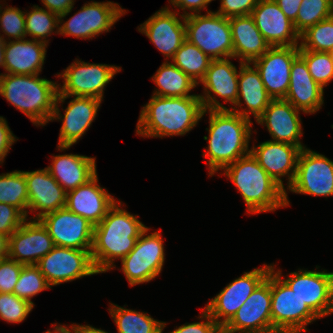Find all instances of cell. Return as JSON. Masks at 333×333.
<instances>
[{
	"mask_svg": "<svg viewBox=\"0 0 333 333\" xmlns=\"http://www.w3.org/2000/svg\"><path fill=\"white\" fill-rule=\"evenodd\" d=\"M314 81L323 89L333 80V62L328 52L299 50Z\"/></svg>",
	"mask_w": 333,
	"mask_h": 333,
	"instance_id": "obj_40",
	"label": "cell"
},
{
	"mask_svg": "<svg viewBox=\"0 0 333 333\" xmlns=\"http://www.w3.org/2000/svg\"><path fill=\"white\" fill-rule=\"evenodd\" d=\"M281 11L287 16L293 23L297 19L299 7L301 6L302 0H274Z\"/></svg>",
	"mask_w": 333,
	"mask_h": 333,
	"instance_id": "obj_50",
	"label": "cell"
},
{
	"mask_svg": "<svg viewBox=\"0 0 333 333\" xmlns=\"http://www.w3.org/2000/svg\"><path fill=\"white\" fill-rule=\"evenodd\" d=\"M9 254V236L0 233V260L8 257Z\"/></svg>",
	"mask_w": 333,
	"mask_h": 333,
	"instance_id": "obj_51",
	"label": "cell"
},
{
	"mask_svg": "<svg viewBox=\"0 0 333 333\" xmlns=\"http://www.w3.org/2000/svg\"><path fill=\"white\" fill-rule=\"evenodd\" d=\"M6 6L3 8V4H0V32L4 33H0V37L4 42L6 39L10 41L11 38L15 40L26 38L25 12L17 7Z\"/></svg>",
	"mask_w": 333,
	"mask_h": 333,
	"instance_id": "obj_41",
	"label": "cell"
},
{
	"mask_svg": "<svg viewBox=\"0 0 333 333\" xmlns=\"http://www.w3.org/2000/svg\"><path fill=\"white\" fill-rule=\"evenodd\" d=\"M239 63L238 100L230 110L248 119L252 114L257 120L268 107L272 98L268 95L256 67L251 62ZM242 101L246 106L244 109Z\"/></svg>",
	"mask_w": 333,
	"mask_h": 333,
	"instance_id": "obj_28",
	"label": "cell"
},
{
	"mask_svg": "<svg viewBox=\"0 0 333 333\" xmlns=\"http://www.w3.org/2000/svg\"><path fill=\"white\" fill-rule=\"evenodd\" d=\"M78 333H109L105 330L95 328L91 325H80L78 324Z\"/></svg>",
	"mask_w": 333,
	"mask_h": 333,
	"instance_id": "obj_53",
	"label": "cell"
},
{
	"mask_svg": "<svg viewBox=\"0 0 333 333\" xmlns=\"http://www.w3.org/2000/svg\"><path fill=\"white\" fill-rule=\"evenodd\" d=\"M54 333H78V324H71L70 326L64 324L54 323ZM68 326V327H67Z\"/></svg>",
	"mask_w": 333,
	"mask_h": 333,
	"instance_id": "obj_52",
	"label": "cell"
},
{
	"mask_svg": "<svg viewBox=\"0 0 333 333\" xmlns=\"http://www.w3.org/2000/svg\"><path fill=\"white\" fill-rule=\"evenodd\" d=\"M121 70L116 65L87 63L75 59L65 70L56 75L57 78L63 79V85L58 84L55 104L65 103L67 98L73 96L103 100L106 85Z\"/></svg>",
	"mask_w": 333,
	"mask_h": 333,
	"instance_id": "obj_6",
	"label": "cell"
},
{
	"mask_svg": "<svg viewBox=\"0 0 333 333\" xmlns=\"http://www.w3.org/2000/svg\"><path fill=\"white\" fill-rule=\"evenodd\" d=\"M172 63L188 75L196 84L204 78L212 61L197 46L185 40L175 52Z\"/></svg>",
	"mask_w": 333,
	"mask_h": 333,
	"instance_id": "obj_34",
	"label": "cell"
},
{
	"mask_svg": "<svg viewBox=\"0 0 333 333\" xmlns=\"http://www.w3.org/2000/svg\"><path fill=\"white\" fill-rule=\"evenodd\" d=\"M186 40L212 60L233 59V41L229 18L215 11L185 17Z\"/></svg>",
	"mask_w": 333,
	"mask_h": 333,
	"instance_id": "obj_7",
	"label": "cell"
},
{
	"mask_svg": "<svg viewBox=\"0 0 333 333\" xmlns=\"http://www.w3.org/2000/svg\"><path fill=\"white\" fill-rule=\"evenodd\" d=\"M124 307L110 303L108 308L118 333H163L166 322L158 321L146 312Z\"/></svg>",
	"mask_w": 333,
	"mask_h": 333,
	"instance_id": "obj_33",
	"label": "cell"
},
{
	"mask_svg": "<svg viewBox=\"0 0 333 333\" xmlns=\"http://www.w3.org/2000/svg\"><path fill=\"white\" fill-rule=\"evenodd\" d=\"M241 194L247 213L274 212L286 207L285 190L260 166L251 153L223 169Z\"/></svg>",
	"mask_w": 333,
	"mask_h": 333,
	"instance_id": "obj_4",
	"label": "cell"
},
{
	"mask_svg": "<svg viewBox=\"0 0 333 333\" xmlns=\"http://www.w3.org/2000/svg\"><path fill=\"white\" fill-rule=\"evenodd\" d=\"M230 59L212 60L204 78L199 82L204 91L203 95H198L205 110H229L217 100L218 97L222 98L224 103H232V108L238 100L239 71Z\"/></svg>",
	"mask_w": 333,
	"mask_h": 333,
	"instance_id": "obj_18",
	"label": "cell"
},
{
	"mask_svg": "<svg viewBox=\"0 0 333 333\" xmlns=\"http://www.w3.org/2000/svg\"><path fill=\"white\" fill-rule=\"evenodd\" d=\"M71 11L72 9L59 16V34L85 40L109 32L128 10L112 1H92L85 3L77 13L64 21Z\"/></svg>",
	"mask_w": 333,
	"mask_h": 333,
	"instance_id": "obj_9",
	"label": "cell"
},
{
	"mask_svg": "<svg viewBox=\"0 0 333 333\" xmlns=\"http://www.w3.org/2000/svg\"><path fill=\"white\" fill-rule=\"evenodd\" d=\"M287 190L311 196H333V161L309 148L301 149L292 184L285 189L286 207L290 205Z\"/></svg>",
	"mask_w": 333,
	"mask_h": 333,
	"instance_id": "obj_12",
	"label": "cell"
},
{
	"mask_svg": "<svg viewBox=\"0 0 333 333\" xmlns=\"http://www.w3.org/2000/svg\"><path fill=\"white\" fill-rule=\"evenodd\" d=\"M271 269V264H263L260 268L244 272L243 275L227 284L215 297L210 299L204 309L223 328L267 277Z\"/></svg>",
	"mask_w": 333,
	"mask_h": 333,
	"instance_id": "obj_13",
	"label": "cell"
},
{
	"mask_svg": "<svg viewBox=\"0 0 333 333\" xmlns=\"http://www.w3.org/2000/svg\"><path fill=\"white\" fill-rule=\"evenodd\" d=\"M300 151L298 146L272 140L264 141L257 146L253 144L250 148V153L260 166L284 190L283 178L288 180L286 188L295 178Z\"/></svg>",
	"mask_w": 333,
	"mask_h": 333,
	"instance_id": "obj_22",
	"label": "cell"
},
{
	"mask_svg": "<svg viewBox=\"0 0 333 333\" xmlns=\"http://www.w3.org/2000/svg\"><path fill=\"white\" fill-rule=\"evenodd\" d=\"M4 57H5V50H4V41L0 37V67L4 69Z\"/></svg>",
	"mask_w": 333,
	"mask_h": 333,
	"instance_id": "obj_54",
	"label": "cell"
},
{
	"mask_svg": "<svg viewBox=\"0 0 333 333\" xmlns=\"http://www.w3.org/2000/svg\"><path fill=\"white\" fill-rule=\"evenodd\" d=\"M199 96L162 97L152 95L142 106L136 125V135L162 138L184 136L205 115Z\"/></svg>",
	"mask_w": 333,
	"mask_h": 333,
	"instance_id": "obj_2",
	"label": "cell"
},
{
	"mask_svg": "<svg viewBox=\"0 0 333 333\" xmlns=\"http://www.w3.org/2000/svg\"><path fill=\"white\" fill-rule=\"evenodd\" d=\"M270 272L222 328V333H274Z\"/></svg>",
	"mask_w": 333,
	"mask_h": 333,
	"instance_id": "obj_15",
	"label": "cell"
},
{
	"mask_svg": "<svg viewBox=\"0 0 333 333\" xmlns=\"http://www.w3.org/2000/svg\"><path fill=\"white\" fill-rule=\"evenodd\" d=\"M209 112V113H208ZM209 114L208 142L203 157L207 158L209 177L221 171L238 158L250 153L251 119L229 110H204Z\"/></svg>",
	"mask_w": 333,
	"mask_h": 333,
	"instance_id": "obj_3",
	"label": "cell"
},
{
	"mask_svg": "<svg viewBox=\"0 0 333 333\" xmlns=\"http://www.w3.org/2000/svg\"><path fill=\"white\" fill-rule=\"evenodd\" d=\"M69 101L64 115L61 114L58 104H55L51 122L62 121L57 151H63L76 144L86 134L88 128L97 117L102 100L93 97L73 96Z\"/></svg>",
	"mask_w": 333,
	"mask_h": 333,
	"instance_id": "obj_17",
	"label": "cell"
},
{
	"mask_svg": "<svg viewBox=\"0 0 333 333\" xmlns=\"http://www.w3.org/2000/svg\"><path fill=\"white\" fill-rule=\"evenodd\" d=\"M258 0H220V8L215 12L225 18L251 15Z\"/></svg>",
	"mask_w": 333,
	"mask_h": 333,
	"instance_id": "obj_46",
	"label": "cell"
},
{
	"mask_svg": "<svg viewBox=\"0 0 333 333\" xmlns=\"http://www.w3.org/2000/svg\"><path fill=\"white\" fill-rule=\"evenodd\" d=\"M42 4L48 11L54 12L58 16L67 13L74 8L73 0H42Z\"/></svg>",
	"mask_w": 333,
	"mask_h": 333,
	"instance_id": "obj_49",
	"label": "cell"
},
{
	"mask_svg": "<svg viewBox=\"0 0 333 333\" xmlns=\"http://www.w3.org/2000/svg\"><path fill=\"white\" fill-rule=\"evenodd\" d=\"M151 78L158 87L155 88L152 95L172 98L199 96L198 94H190V91L198 84L169 61H164Z\"/></svg>",
	"mask_w": 333,
	"mask_h": 333,
	"instance_id": "obj_32",
	"label": "cell"
},
{
	"mask_svg": "<svg viewBox=\"0 0 333 333\" xmlns=\"http://www.w3.org/2000/svg\"><path fill=\"white\" fill-rule=\"evenodd\" d=\"M328 53H329V55H330V57H331V60H332V62H333V49L330 50Z\"/></svg>",
	"mask_w": 333,
	"mask_h": 333,
	"instance_id": "obj_56",
	"label": "cell"
},
{
	"mask_svg": "<svg viewBox=\"0 0 333 333\" xmlns=\"http://www.w3.org/2000/svg\"><path fill=\"white\" fill-rule=\"evenodd\" d=\"M270 290L274 333L307 332V325L319 319L272 269Z\"/></svg>",
	"mask_w": 333,
	"mask_h": 333,
	"instance_id": "obj_8",
	"label": "cell"
},
{
	"mask_svg": "<svg viewBox=\"0 0 333 333\" xmlns=\"http://www.w3.org/2000/svg\"><path fill=\"white\" fill-rule=\"evenodd\" d=\"M34 306L13 293H0V319L7 323H22Z\"/></svg>",
	"mask_w": 333,
	"mask_h": 333,
	"instance_id": "obj_42",
	"label": "cell"
},
{
	"mask_svg": "<svg viewBox=\"0 0 333 333\" xmlns=\"http://www.w3.org/2000/svg\"><path fill=\"white\" fill-rule=\"evenodd\" d=\"M36 266L51 287L99 274L93 265L91 250L60 246H54Z\"/></svg>",
	"mask_w": 333,
	"mask_h": 333,
	"instance_id": "obj_14",
	"label": "cell"
},
{
	"mask_svg": "<svg viewBox=\"0 0 333 333\" xmlns=\"http://www.w3.org/2000/svg\"><path fill=\"white\" fill-rule=\"evenodd\" d=\"M272 265V270L296 293L306 306L319 318L333 313V272L314 269L291 272L288 277ZM277 269V271H275Z\"/></svg>",
	"mask_w": 333,
	"mask_h": 333,
	"instance_id": "obj_11",
	"label": "cell"
},
{
	"mask_svg": "<svg viewBox=\"0 0 333 333\" xmlns=\"http://www.w3.org/2000/svg\"><path fill=\"white\" fill-rule=\"evenodd\" d=\"M54 246L50 234L39 220L26 219L9 237L8 257L23 265H36Z\"/></svg>",
	"mask_w": 333,
	"mask_h": 333,
	"instance_id": "obj_21",
	"label": "cell"
},
{
	"mask_svg": "<svg viewBox=\"0 0 333 333\" xmlns=\"http://www.w3.org/2000/svg\"><path fill=\"white\" fill-rule=\"evenodd\" d=\"M147 227L131 252L121 259V271L130 287L154 280L162 271L165 261L164 240L160 230L148 235Z\"/></svg>",
	"mask_w": 333,
	"mask_h": 333,
	"instance_id": "obj_10",
	"label": "cell"
},
{
	"mask_svg": "<svg viewBox=\"0 0 333 333\" xmlns=\"http://www.w3.org/2000/svg\"><path fill=\"white\" fill-rule=\"evenodd\" d=\"M47 44L33 39L4 42V74L36 75L41 73Z\"/></svg>",
	"mask_w": 333,
	"mask_h": 333,
	"instance_id": "obj_29",
	"label": "cell"
},
{
	"mask_svg": "<svg viewBox=\"0 0 333 333\" xmlns=\"http://www.w3.org/2000/svg\"><path fill=\"white\" fill-rule=\"evenodd\" d=\"M31 9L28 12L25 11L26 36L48 45L49 39L47 40V38L51 34L59 35V16L38 5H33Z\"/></svg>",
	"mask_w": 333,
	"mask_h": 333,
	"instance_id": "obj_36",
	"label": "cell"
},
{
	"mask_svg": "<svg viewBox=\"0 0 333 333\" xmlns=\"http://www.w3.org/2000/svg\"><path fill=\"white\" fill-rule=\"evenodd\" d=\"M0 203L18 208L28 217V190L24 171L14 170L0 175Z\"/></svg>",
	"mask_w": 333,
	"mask_h": 333,
	"instance_id": "obj_35",
	"label": "cell"
},
{
	"mask_svg": "<svg viewBox=\"0 0 333 333\" xmlns=\"http://www.w3.org/2000/svg\"><path fill=\"white\" fill-rule=\"evenodd\" d=\"M233 41V58L250 63L261 57L270 45L255 25L251 15L229 18Z\"/></svg>",
	"mask_w": 333,
	"mask_h": 333,
	"instance_id": "obj_31",
	"label": "cell"
},
{
	"mask_svg": "<svg viewBox=\"0 0 333 333\" xmlns=\"http://www.w3.org/2000/svg\"><path fill=\"white\" fill-rule=\"evenodd\" d=\"M298 55L299 45L275 46L251 62L258 70L272 99H285L290 83L291 65Z\"/></svg>",
	"mask_w": 333,
	"mask_h": 333,
	"instance_id": "obj_19",
	"label": "cell"
},
{
	"mask_svg": "<svg viewBox=\"0 0 333 333\" xmlns=\"http://www.w3.org/2000/svg\"><path fill=\"white\" fill-rule=\"evenodd\" d=\"M28 190V209L37 212L32 220L66 206L67 192L52 177L49 170L24 171ZM39 211V212H38Z\"/></svg>",
	"mask_w": 333,
	"mask_h": 333,
	"instance_id": "obj_25",
	"label": "cell"
},
{
	"mask_svg": "<svg viewBox=\"0 0 333 333\" xmlns=\"http://www.w3.org/2000/svg\"><path fill=\"white\" fill-rule=\"evenodd\" d=\"M52 288L36 265H24L14 287V294L34 306L32 298Z\"/></svg>",
	"mask_w": 333,
	"mask_h": 333,
	"instance_id": "obj_39",
	"label": "cell"
},
{
	"mask_svg": "<svg viewBox=\"0 0 333 333\" xmlns=\"http://www.w3.org/2000/svg\"><path fill=\"white\" fill-rule=\"evenodd\" d=\"M51 326H52V331H50V330H47V331H46V332H44V333H54V324H52Z\"/></svg>",
	"mask_w": 333,
	"mask_h": 333,
	"instance_id": "obj_55",
	"label": "cell"
},
{
	"mask_svg": "<svg viewBox=\"0 0 333 333\" xmlns=\"http://www.w3.org/2000/svg\"><path fill=\"white\" fill-rule=\"evenodd\" d=\"M36 75L0 73V95L36 126L50 122L58 94V82Z\"/></svg>",
	"mask_w": 333,
	"mask_h": 333,
	"instance_id": "obj_5",
	"label": "cell"
},
{
	"mask_svg": "<svg viewBox=\"0 0 333 333\" xmlns=\"http://www.w3.org/2000/svg\"><path fill=\"white\" fill-rule=\"evenodd\" d=\"M299 50L329 52L333 49V16L309 27L300 35Z\"/></svg>",
	"mask_w": 333,
	"mask_h": 333,
	"instance_id": "obj_37",
	"label": "cell"
},
{
	"mask_svg": "<svg viewBox=\"0 0 333 333\" xmlns=\"http://www.w3.org/2000/svg\"><path fill=\"white\" fill-rule=\"evenodd\" d=\"M198 319L201 321L185 323L169 333H222V328L211 318L204 308Z\"/></svg>",
	"mask_w": 333,
	"mask_h": 333,
	"instance_id": "obj_45",
	"label": "cell"
},
{
	"mask_svg": "<svg viewBox=\"0 0 333 333\" xmlns=\"http://www.w3.org/2000/svg\"><path fill=\"white\" fill-rule=\"evenodd\" d=\"M179 13L165 5L137 28L164 55L165 61L172 59L186 40L185 17H178Z\"/></svg>",
	"mask_w": 333,
	"mask_h": 333,
	"instance_id": "obj_20",
	"label": "cell"
},
{
	"mask_svg": "<svg viewBox=\"0 0 333 333\" xmlns=\"http://www.w3.org/2000/svg\"><path fill=\"white\" fill-rule=\"evenodd\" d=\"M55 246L91 250L94 225L66 207L45 214L39 219Z\"/></svg>",
	"mask_w": 333,
	"mask_h": 333,
	"instance_id": "obj_16",
	"label": "cell"
},
{
	"mask_svg": "<svg viewBox=\"0 0 333 333\" xmlns=\"http://www.w3.org/2000/svg\"><path fill=\"white\" fill-rule=\"evenodd\" d=\"M17 140L18 138L12 133L6 119L0 116V165L4 163L5 157Z\"/></svg>",
	"mask_w": 333,
	"mask_h": 333,
	"instance_id": "obj_47",
	"label": "cell"
},
{
	"mask_svg": "<svg viewBox=\"0 0 333 333\" xmlns=\"http://www.w3.org/2000/svg\"><path fill=\"white\" fill-rule=\"evenodd\" d=\"M300 112L285 99H272L256 122L263 127L266 125L272 141L303 149L306 146L300 141L303 136Z\"/></svg>",
	"mask_w": 333,
	"mask_h": 333,
	"instance_id": "obj_23",
	"label": "cell"
},
{
	"mask_svg": "<svg viewBox=\"0 0 333 333\" xmlns=\"http://www.w3.org/2000/svg\"><path fill=\"white\" fill-rule=\"evenodd\" d=\"M117 200L103 220L94 226L91 258L98 273L115 269L116 259H122L134 248L147 228L138 215H133Z\"/></svg>",
	"mask_w": 333,
	"mask_h": 333,
	"instance_id": "obj_1",
	"label": "cell"
},
{
	"mask_svg": "<svg viewBox=\"0 0 333 333\" xmlns=\"http://www.w3.org/2000/svg\"><path fill=\"white\" fill-rule=\"evenodd\" d=\"M51 158L52 163L46 168L66 192L86 184L97 174L95 157L70 153Z\"/></svg>",
	"mask_w": 333,
	"mask_h": 333,
	"instance_id": "obj_30",
	"label": "cell"
},
{
	"mask_svg": "<svg viewBox=\"0 0 333 333\" xmlns=\"http://www.w3.org/2000/svg\"><path fill=\"white\" fill-rule=\"evenodd\" d=\"M212 1L214 0H169L168 2L172 7L183 10L181 15L186 17L192 14H200L201 10H205Z\"/></svg>",
	"mask_w": 333,
	"mask_h": 333,
	"instance_id": "obj_48",
	"label": "cell"
},
{
	"mask_svg": "<svg viewBox=\"0 0 333 333\" xmlns=\"http://www.w3.org/2000/svg\"><path fill=\"white\" fill-rule=\"evenodd\" d=\"M23 264L9 257L0 260V293H13Z\"/></svg>",
	"mask_w": 333,
	"mask_h": 333,
	"instance_id": "obj_43",
	"label": "cell"
},
{
	"mask_svg": "<svg viewBox=\"0 0 333 333\" xmlns=\"http://www.w3.org/2000/svg\"><path fill=\"white\" fill-rule=\"evenodd\" d=\"M324 89L314 81L305 60L298 55L291 65L285 100L305 114H315L324 104Z\"/></svg>",
	"mask_w": 333,
	"mask_h": 333,
	"instance_id": "obj_27",
	"label": "cell"
},
{
	"mask_svg": "<svg viewBox=\"0 0 333 333\" xmlns=\"http://www.w3.org/2000/svg\"><path fill=\"white\" fill-rule=\"evenodd\" d=\"M26 220V216L15 206L0 203V233L11 236Z\"/></svg>",
	"mask_w": 333,
	"mask_h": 333,
	"instance_id": "obj_44",
	"label": "cell"
},
{
	"mask_svg": "<svg viewBox=\"0 0 333 333\" xmlns=\"http://www.w3.org/2000/svg\"><path fill=\"white\" fill-rule=\"evenodd\" d=\"M251 16L270 47L300 45V35L294 23L274 0H258Z\"/></svg>",
	"mask_w": 333,
	"mask_h": 333,
	"instance_id": "obj_24",
	"label": "cell"
},
{
	"mask_svg": "<svg viewBox=\"0 0 333 333\" xmlns=\"http://www.w3.org/2000/svg\"><path fill=\"white\" fill-rule=\"evenodd\" d=\"M98 174L86 184L67 192L66 208L87 219L94 226L107 215L116 199L98 183Z\"/></svg>",
	"mask_w": 333,
	"mask_h": 333,
	"instance_id": "obj_26",
	"label": "cell"
},
{
	"mask_svg": "<svg viewBox=\"0 0 333 333\" xmlns=\"http://www.w3.org/2000/svg\"><path fill=\"white\" fill-rule=\"evenodd\" d=\"M333 16V0H302L294 26L299 35Z\"/></svg>",
	"mask_w": 333,
	"mask_h": 333,
	"instance_id": "obj_38",
	"label": "cell"
}]
</instances>
